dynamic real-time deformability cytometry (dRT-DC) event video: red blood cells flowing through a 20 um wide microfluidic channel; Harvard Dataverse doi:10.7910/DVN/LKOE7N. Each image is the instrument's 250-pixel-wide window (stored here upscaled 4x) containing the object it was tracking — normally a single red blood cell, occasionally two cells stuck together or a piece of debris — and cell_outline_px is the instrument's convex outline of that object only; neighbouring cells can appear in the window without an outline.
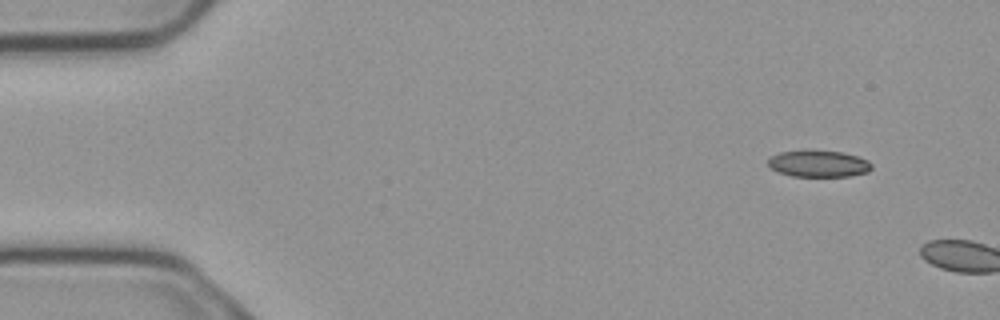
{"species": "common noctule bat (a hibernating species)", "species_latin": "Nyctalus noctula", "temperature_condition": "cold", "stored_images_in_passage": 2, "camera_frame_rate_fps": 3000, "um_per_image_px": 0.085, "animal": {"sex": "male", "body_mass_g": 23.1, "forearm_length_mm": 52.7}, "frame": {"image": 1, "passage_image": 1, "time_ms": 0.0, "image_size_px": [1000, 320], "cell_outline_px": [[872, 168], [868, 172], [852, 176], [792, 176], [768, 168], [768, 160], [772, 156], [780, 152], [840, 152], [856, 156], [868, 160], [872, 164]], "centroid_in_image_um": [69.6, 13.95], "position_along_channel_um": 15.4, "area_um2": 15.61}}